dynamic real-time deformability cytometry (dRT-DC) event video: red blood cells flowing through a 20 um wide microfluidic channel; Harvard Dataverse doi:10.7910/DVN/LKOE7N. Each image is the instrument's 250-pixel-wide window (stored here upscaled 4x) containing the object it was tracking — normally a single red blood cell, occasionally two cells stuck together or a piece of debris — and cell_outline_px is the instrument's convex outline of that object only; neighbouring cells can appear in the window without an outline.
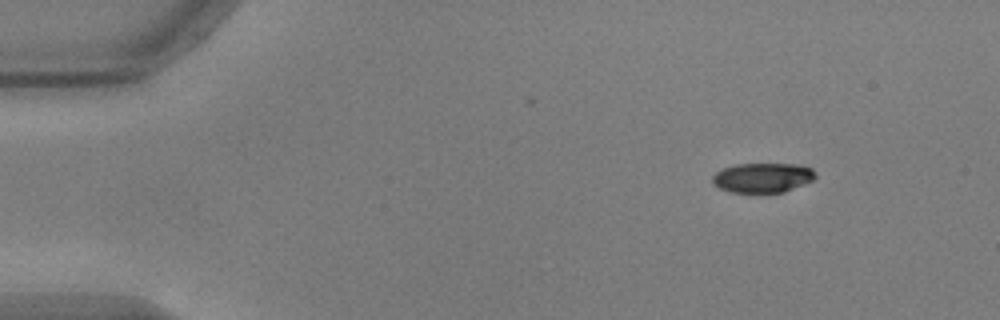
{"species": "common noctule bat (a hibernating species)", "species_latin": "Nyctalus noctula", "temperature_condition": "warm", "stored_images_in_passage": 49, "camera_frame_rate_fps": 3000, "um_per_image_px": 0.085, "animal": {"sex": "male", "body_mass_g": 17.9, "forearm_length_mm": 54.2}, "frame": {"image": 1, "passage_image": 1, "time_ms": 0.0, "image_size_px": [1000, 320], "cell_outline_px": [[816, 176], [812, 180], [784, 192], [732, 192], [720, 188], [712, 184], [712, 176], [716, 172], [724, 168], [736, 164], [800, 164], [812, 168], [816, 172]], "centroid_in_image_um": [64.83, 15.09], "position_along_channel_um": 20.2, "area_um2": 17.74}}
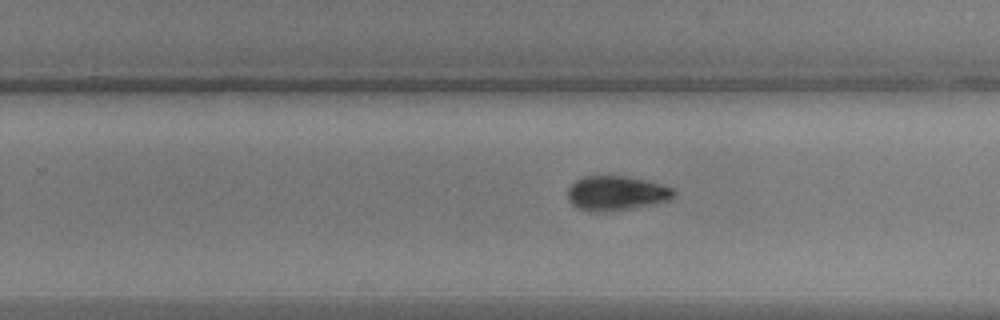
{"frame": {"image": 2, "passage_image": 29, "time_ms": 9.333, "image_size_px": [1000, 320], "cell_outline_px": [[676, 192], [668, 200], [656, 204], [628, 208], [580, 208], [572, 204], [568, 200], [568, 188], [576, 180], [584, 176], [624, 176], [660, 184], [672, 188]], "centroid_in_image_um": [52.41, 16.37], "position_along_channel_um": 277.4, "area_um2": 20.17}}
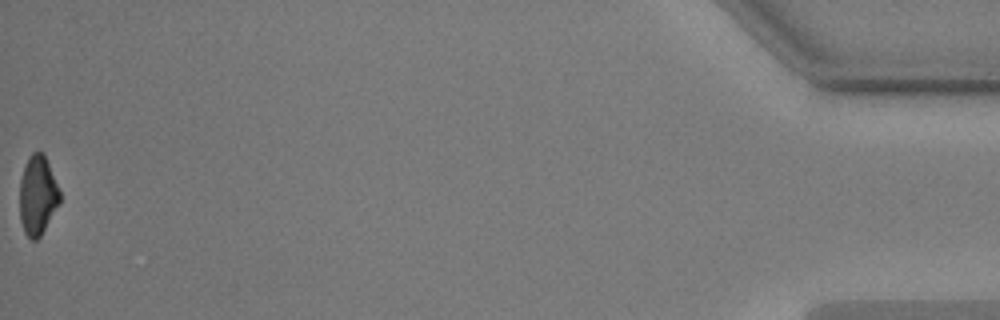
{"frame": {"image": 3, "passage_image": 49, "time_ms": 16.0, "image_size_px": [1000, 320], "cell_outline_px": [[60, 204], [40, 236], [36, 240], [32, 240], [24, 232], [20, 220], [20, 180], [28, 156], [32, 152], [44, 152], [60, 192]], "centroid_in_image_um": [3.2, 16.6], "position_along_channel_um": 432.0, "area_um2": 18.55}, "authors_computed_cell_mechanics": {"area_um2": 20.2878, "velocity_mm_per_s": 3.7356, "shape_relaxation_time_tau1_ms": 2.6501, "shape_relaxation_time_tau2_ms": 10.6891, "deformation_change_tau1": 0.1556, "deformation_change_tau2": 0.1754}}